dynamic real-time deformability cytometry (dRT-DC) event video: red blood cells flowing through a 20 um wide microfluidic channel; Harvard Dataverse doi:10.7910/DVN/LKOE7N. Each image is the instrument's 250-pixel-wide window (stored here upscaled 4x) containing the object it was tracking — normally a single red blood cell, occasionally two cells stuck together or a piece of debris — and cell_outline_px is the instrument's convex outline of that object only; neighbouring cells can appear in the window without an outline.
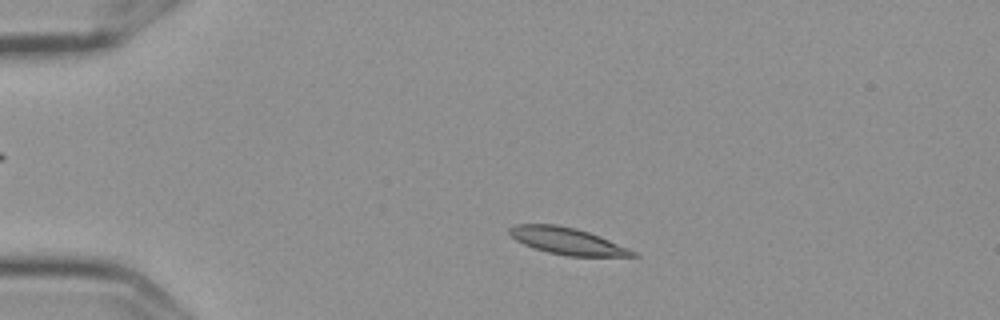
{"species": "Egyptian fruit bat (a non-hibernating species)", "species_latin": "Rousettus aegyptiacus", "temperature_condition": "cold", "stored_images_in_passage": 6, "camera_frame_rate_fps": 3000, "um_per_image_px": 0.085, "frame": {"image": 1, "passage_image": 2, "time_ms": 0.333, "image_size_px": [1000, 320], "cell_outline_px": [[640, 256], [568, 256], [548, 252], [532, 248], [516, 240], [508, 232], [508, 228], [516, 224], [556, 224], [576, 228], [588, 232], [628, 248], [636, 252]], "centroid_in_image_um": [48.17, 20.48], "position_along_channel_um": 36.8, "area_um2": 19.07}}
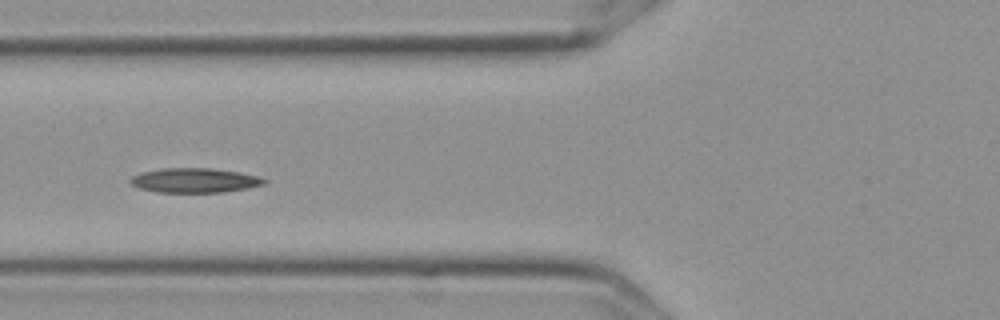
{"frame": {"image": 2, "passage_image": 5, "time_ms": 1.333, "image_size_px": [1000, 320], "cell_outline_px": [[268, 180], [264, 184], [248, 188], [224, 192], [156, 192], [140, 188], [132, 184], [128, 180], [132, 176], [140, 172], [160, 168], [212, 168], [240, 172], [260, 176]], "centroid_in_image_um": [16.55, 15.32], "position_along_channel_um": 109.2, "area_um2": 19.31}}
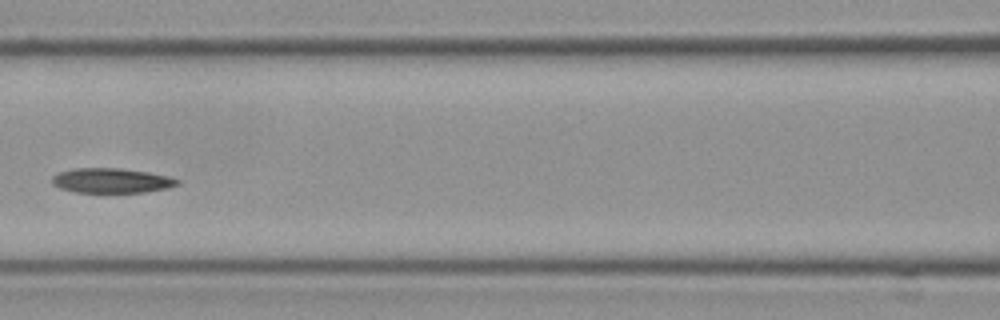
{"frame": {"image": 3, "passage_image": 6, "time_ms": 1.667, "image_size_px": [1000, 320], "cell_outline_px": [[180, 184], [168, 188], [148, 192], [76, 192], [60, 188], [52, 184], [52, 176], [60, 172], [72, 168], [120, 168], [148, 172], [168, 176], [180, 180]], "centroid_in_image_um": [9.49, 15.35], "position_along_channel_um": 157.1, "area_um2": 18.15}}